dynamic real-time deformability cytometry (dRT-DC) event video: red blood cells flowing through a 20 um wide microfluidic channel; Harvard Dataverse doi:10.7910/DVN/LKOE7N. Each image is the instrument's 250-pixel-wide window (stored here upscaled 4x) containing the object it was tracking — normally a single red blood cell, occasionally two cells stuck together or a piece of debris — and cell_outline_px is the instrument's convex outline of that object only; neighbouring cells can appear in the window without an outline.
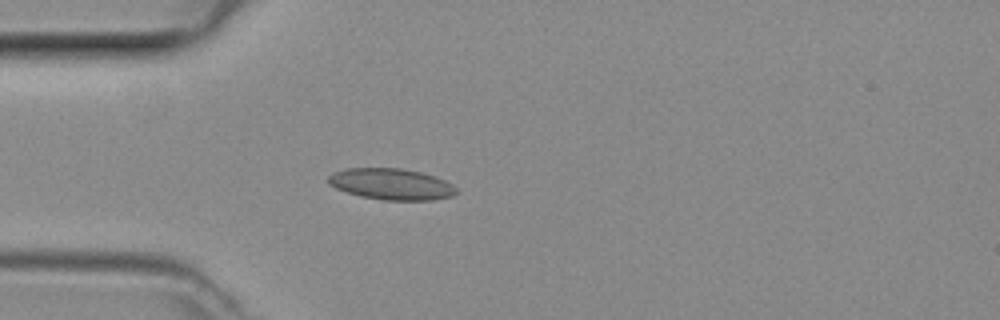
{"species": "common noctule bat (a hibernating species)", "species_latin": "Nyctalus noctula", "temperature_condition": "room temperature", "stored_images_in_passage": 9, "camera_frame_rate_fps": 3000, "um_per_image_px": 0.085, "animal": {"sex": "female", "body_mass_g": 29.2, "forearm_length_mm": 56.3}, "frame": {"image": 1, "passage_image": 2, "time_ms": 0.333, "image_size_px": [1000, 320], "cell_outline_px": [[456, 192], [452, 196], [432, 200], [384, 200], [360, 196], [336, 188], [328, 184], [328, 176], [332, 172], [348, 168], [400, 168], [420, 172], [444, 180], [452, 184], [456, 188]], "centroid_in_image_um": [33.23, 15.65], "position_along_channel_um": 51.8, "area_um2": 23.18}}
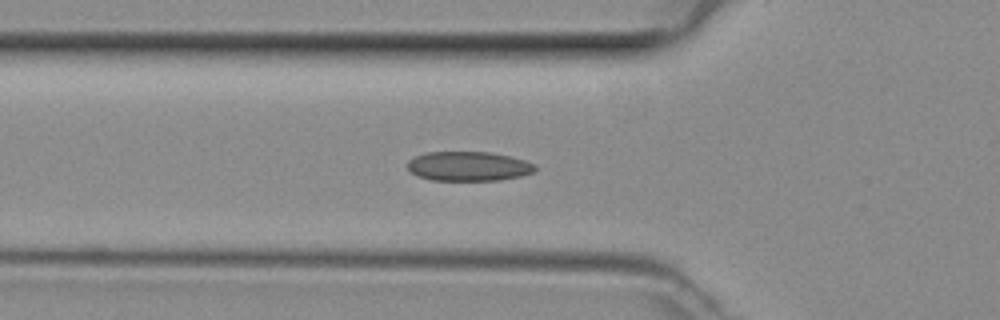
{"frame": {"image": 2, "passage_image": 5, "time_ms": 1.333, "image_size_px": [1000, 320], "cell_outline_px": [[536, 172], [520, 176], [500, 180], [432, 180], [416, 176], [408, 172], [408, 160], [424, 152], [492, 152], [524, 160], [536, 164]], "centroid_in_image_um": [39.81, 14.13], "position_along_channel_um": 86.0, "area_um2": 22.08}}
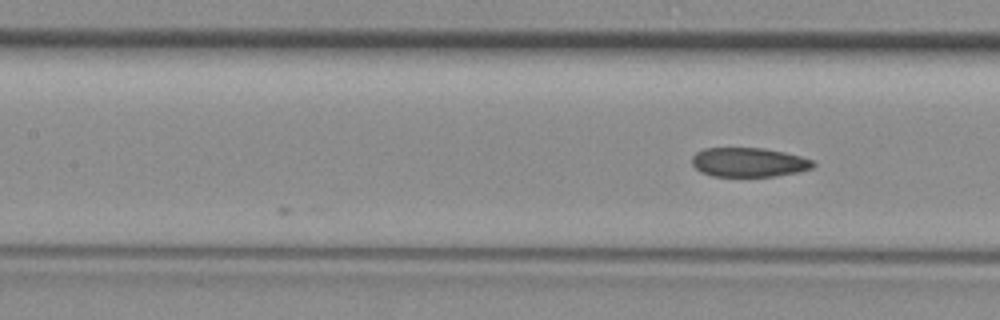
{"frame": {"image": 3, "passage_image": 9, "time_ms": 2.667, "image_size_px": [1000, 320], "cell_outline_px": [[816, 164], [812, 168], [800, 172], [776, 176], [712, 176], [700, 172], [692, 164], [692, 156], [696, 152], [704, 148], [764, 148], [784, 152], [800, 156], [812, 160]], "centroid_in_image_um": [63.64, 13.79], "position_along_channel_um": 143.8, "area_um2": 20.75}}